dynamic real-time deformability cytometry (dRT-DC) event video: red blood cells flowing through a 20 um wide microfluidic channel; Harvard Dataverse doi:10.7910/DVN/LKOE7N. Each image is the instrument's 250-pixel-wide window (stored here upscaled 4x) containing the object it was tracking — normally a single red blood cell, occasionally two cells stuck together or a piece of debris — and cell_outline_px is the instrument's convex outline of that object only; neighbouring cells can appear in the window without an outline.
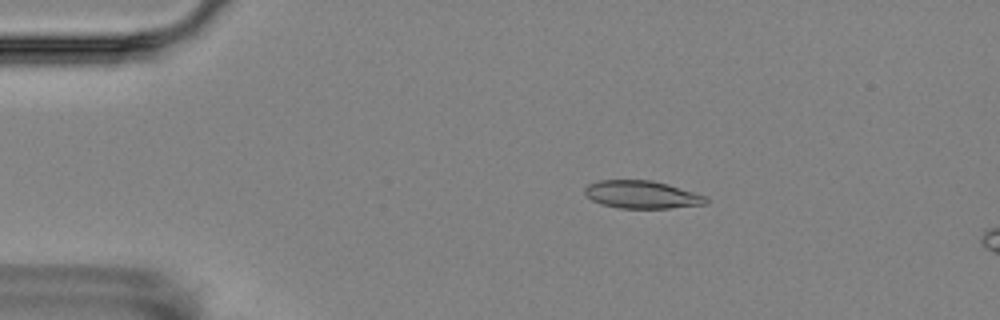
{"species": "Egyptian fruit bat (a non-hibernating species)", "species_latin": "Rousettus aegyptiacus", "temperature_condition": "room temperature", "stored_images_in_passage": 5, "camera_frame_rate_fps": 3000, "um_per_image_px": 0.085, "animal": {"sex": "female"}, "frame": {"image": 1, "passage_image": 3, "time_ms": 2.333, "image_size_px": [1000, 320], "cell_outline_px": [[708, 204], [668, 208], [616, 208], [600, 204], [592, 200], [584, 192], [584, 188], [588, 184], [600, 180], [652, 180], [668, 184], [704, 196], [708, 200]], "centroid_in_image_um": [54.52, 16.54], "position_along_channel_um": 30.5, "area_um2": 19.54}}